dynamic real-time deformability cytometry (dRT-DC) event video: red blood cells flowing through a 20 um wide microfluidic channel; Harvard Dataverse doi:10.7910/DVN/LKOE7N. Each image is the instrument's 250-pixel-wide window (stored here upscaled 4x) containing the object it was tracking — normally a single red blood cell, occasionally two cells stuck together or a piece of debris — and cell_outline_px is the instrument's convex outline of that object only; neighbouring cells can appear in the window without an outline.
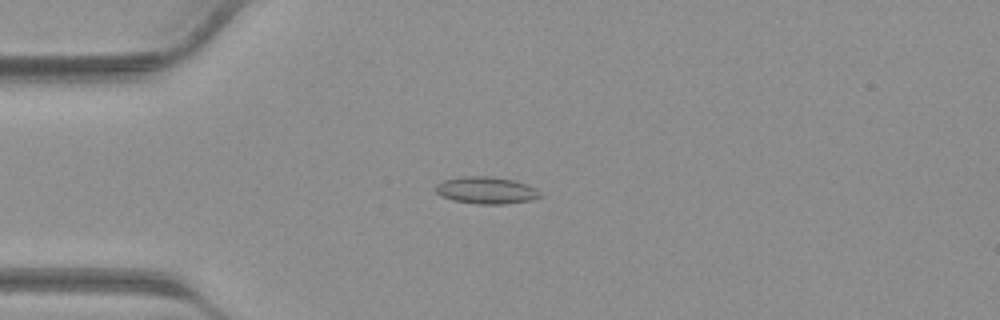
{"species": "common noctule bat (a hibernating species)", "species_latin": "Nyctalus noctula", "temperature_condition": "warm", "stored_images_in_passage": 41, "camera_frame_rate_fps": 3000, "um_per_image_px": 0.085, "animal": {"sex": "male", "body_mass_g": 23.1, "forearm_length_mm": 52.7}, "frame": {"image": 1, "passage_image": 11, "time_ms": 3.333, "image_size_px": [1000, 320], "cell_outline_px": [[544, 196], [532, 200], [504, 204], [476, 204], [452, 200], [440, 196], [432, 188], [436, 184], [444, 180], [460, 176], [492, 176], [512, 180], [528, 184], [536, 188]], "centroid_in_image_um": [41.32, 16.17], "position_along_channel_um": 43.7, "area_um2": 16.82}}
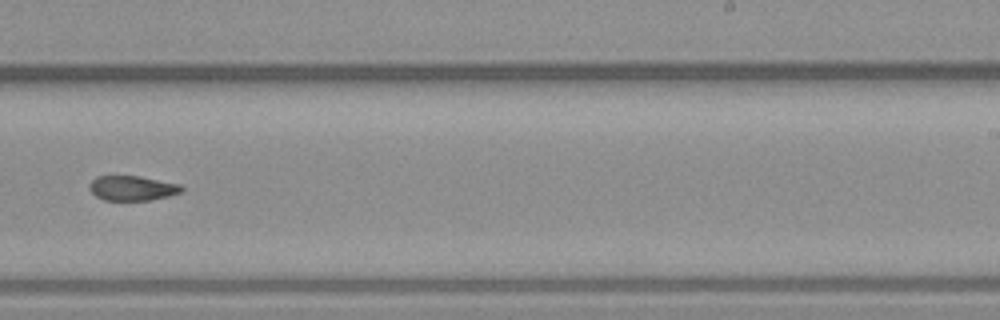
{"frame": {"image": 2, "passage_image": 26, "time_ms": 8.333, "image_size_px": [1000, 320], "cell_outline_px": [[184, 192], [152, 200], [104, 200], [96, 196], [88, 188], [88, 184], [96, 176], [140, 176], [180, 184], [184, 188]], "centroid_in_image_um": [11.26, 15.99], "position_along_channel_um": 277.7, "area_um2": 13.47}}
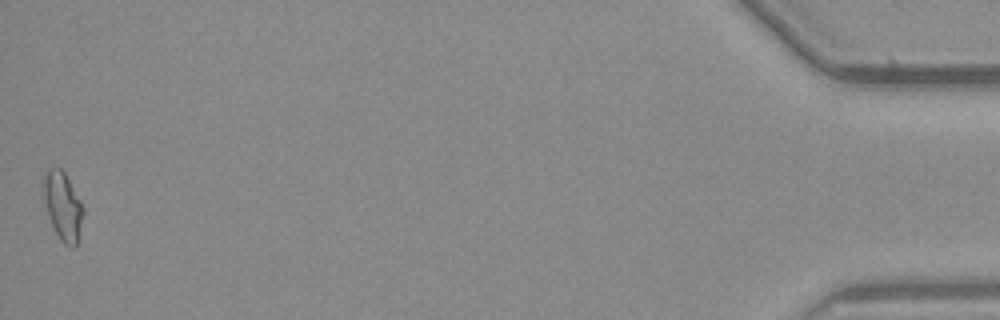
{"frame": {"image": 3, "passage_image": 41, "time_ms": 13.333, "image_size_px": [1000, 320], "cell_outline_px": [[84, 212], [76, 244], [72, 248], [64, 244], [60, 240], [48, 216], [40, 184], [48, 168], [60, 168], [64, 172], [80, 200], [84, 208]], "centroid_in_image_um": [5.31, 17.49], "position_along_channel_um": 429.9, "area_um2": 15.78}}